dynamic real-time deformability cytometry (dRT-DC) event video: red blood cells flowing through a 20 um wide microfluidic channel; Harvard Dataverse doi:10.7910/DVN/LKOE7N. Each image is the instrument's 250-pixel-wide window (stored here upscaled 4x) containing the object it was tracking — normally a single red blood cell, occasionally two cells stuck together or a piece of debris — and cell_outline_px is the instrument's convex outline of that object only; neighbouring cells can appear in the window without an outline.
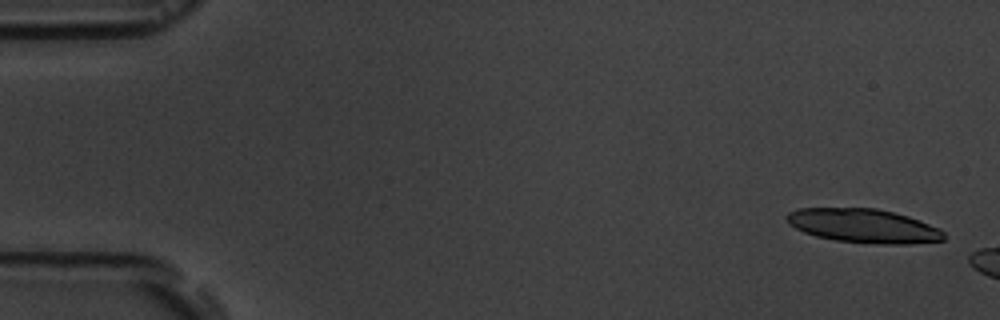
{"species": "common noctule bat (a hibernating species)", "species_latin": "Nyctalus noctula", "temperature_condition": "room temperature", "stored_images_in_passage": 3, "camera_frame_rate_fps": 3000, "um_per_image_px": 0.085, "animal": {"sex": "male", "body_mass_g": 19.5, "forearm_length_mm": 54.6}, "frame": {"image": 1, "passage_image": 1, "time_ms": 0.0, "image_size_px": [1000, 320], "cell_outline_px": [[944, 240], [912, 244], [876, 244], [836, 240], [816, 236], [804, 232], [788, 224], [784, 216], [788, 212], [800, 208], [876, 208], [908, 216], [920, 220], [940, 228], [944, 232]], "centroid_in_image_um": [73.4, 19.19], "position_along_channel_um": 11.6, "area_um2": 31.21}}